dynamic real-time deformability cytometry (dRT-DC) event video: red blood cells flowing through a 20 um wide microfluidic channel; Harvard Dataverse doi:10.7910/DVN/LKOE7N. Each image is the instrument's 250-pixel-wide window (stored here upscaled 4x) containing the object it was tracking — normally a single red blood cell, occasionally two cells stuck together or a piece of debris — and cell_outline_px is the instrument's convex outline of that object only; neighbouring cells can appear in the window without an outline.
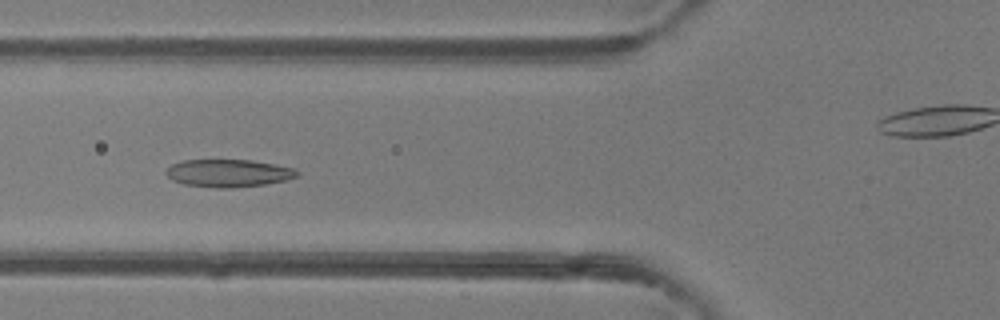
{"species": "common noctule bat (a hibernating species)", "species_latin": "Nyctalus noctula", "temperature_condition": "room temperature", "stored_images_in_passage": 22, "camera_frame_rate_fps": 3000, "um_per_image_px": 0.085, "animal": {"sex": "female"}, "frame": {"image": 1, "passage_image": 5, "time_ms": 1.333, "image_size_px": [1000, 320], "cell_outline_px": [[300, 176], [284, 180], [264, 184], [232, 188], [216, 188], [184, 184], [172, 180], [164, 172], [172, 164], [184, 160], [252, 160], [296, 168], [300, 172]], "centroid_in_image_um": [19.44, 14.71], "position_along_channel_um": 106.4, "area_um2": 21.15}}
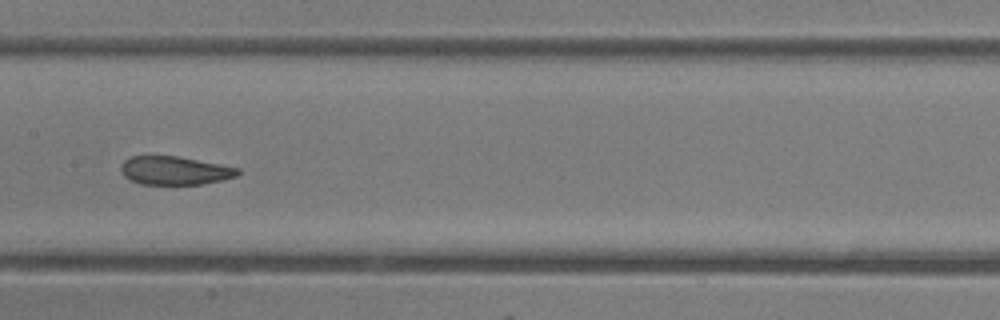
{"frame": {"image": 2, "passage_image": 11, "time_ms": 3.333, "image_size_px": [1000, 320], "cell_outline_px": [[240, 172], [236, 176], [220, 180], [200, 184], [140, 184], [124, 176], [120, 172], [120, 164], [124, 160], [132, 156], [180, 156], [240, 168]], "centroid_in_image_um": [14.83, 14.48], "position_along_channel_um": 192.6, "area_um2": 19.36}}
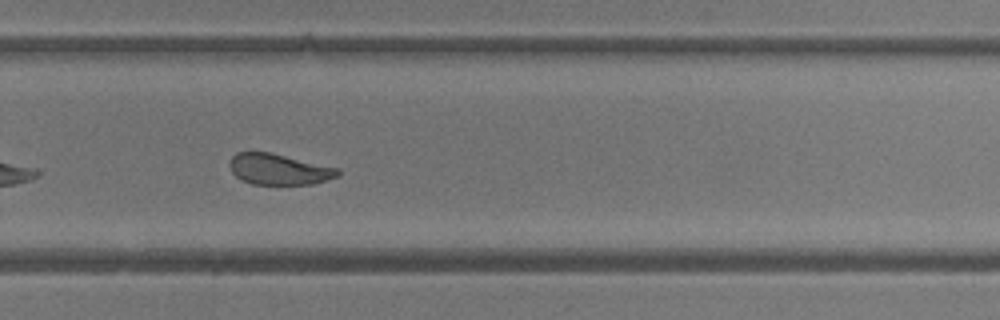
{"frame": {"image": 3, "passage_image": 19, "time_ms": 6.0, "image_size_px": [1000, 320], "cell_outline_px": [[340, 176], [328, 180], [312, 184], [252, 184], [236, 176], [232, 172], [228, 164], [232, 156], [236, 152], [272, 152], [340, 168]], "centroid_in_image_um": [23.75, 14.38], "position_along_channel_um": 306.1, "area_um2": 19.71}}